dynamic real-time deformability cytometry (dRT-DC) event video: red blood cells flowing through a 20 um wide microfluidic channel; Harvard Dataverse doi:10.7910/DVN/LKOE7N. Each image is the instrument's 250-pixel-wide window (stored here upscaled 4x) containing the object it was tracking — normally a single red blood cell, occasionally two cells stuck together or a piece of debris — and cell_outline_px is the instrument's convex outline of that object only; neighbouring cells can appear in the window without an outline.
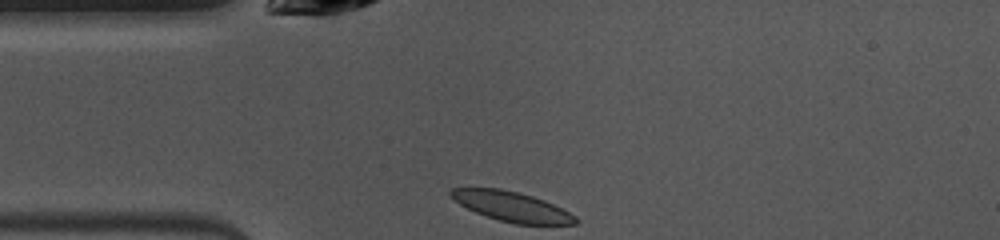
{"species": "common noctule bat (a hibernating species)", "species_latin": "Nyctalus noctula", "temperature_condition": "warm", "stored_images_in_passage": 39, "camera_frame_rate_fps": 3000, "um_per_image_px": 0.085, "animal": {"sex": "female", "body_mass_g": 10.0, "forearm_length_mm": 53.1}, "frame": {"image": 1, "passage_image": 1, "time_ms": 0.0, "image_size_px": [1000, 240], "cell_outline_px": [[580, 220], [576, 224], [516, 224], [500, 220], [476, 212], [460, 204], [448, 192], [452, 188], [500, 188], [532, 196], [544, 200], [576, 216]], "centroid_in_image_um": [43.52, 17.55], "position_along_channel_um": 41.5, "area_um2": 21.21}}
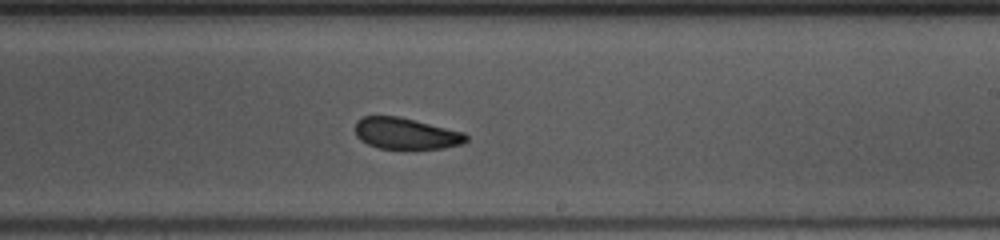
{"frame": {"image": 2, "passage_image": 18, "time_ms": 5.667, "image_size_px": [1000, 240], "cell_outline_px": [[468, 140], [464, 144], [444, 148], [380, 148], [368, 144], [360, 140], [356, 136], [356, 120], [364, 116], [396, 116], [464, 132], [468, 136]], "centroid_in_image_um": [34.51, 11.35], "position_along_channel_um": 254.5, "area_um2": 20.06}}
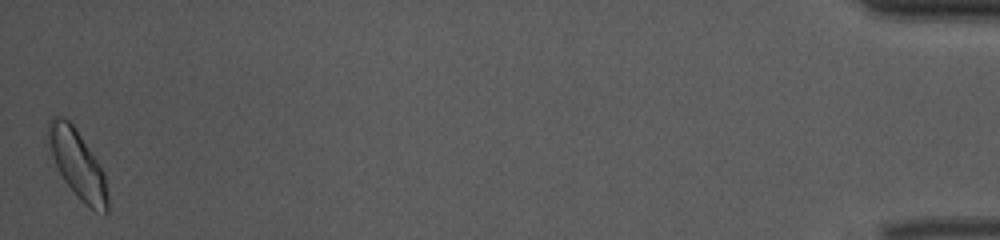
{"frame": {"image": 3, "passage_image": 39, "time_ms": 12.667, "image_size_px": [1000, 240], "cell_outline_px": [[108, 212], [104, 212], [92, 208], [84, 204], [80, 200], [64, 180], [56, 164], [52, 152], [48, 136], [48, 120], [52, 116], [60, 116], [68, 120], [72, 124], [104, 172], [108, 196]], "centroid_in_image_um": [6.6, 13.96], "position_along_channel_um": 428.6, "area_um2": 22.72}, "authors_computed_cell_mechanics": {"area_um2": 21.4438, "velocity_mm_per_s": 3.9651, "shape_relaxation_time_tau1_ms": 3.2735, "shape_relaxation_time_tau2_ms": 1.8455, "deformation_change_tau1": 0.0973, "deformation_change_tau2": 0.064}}